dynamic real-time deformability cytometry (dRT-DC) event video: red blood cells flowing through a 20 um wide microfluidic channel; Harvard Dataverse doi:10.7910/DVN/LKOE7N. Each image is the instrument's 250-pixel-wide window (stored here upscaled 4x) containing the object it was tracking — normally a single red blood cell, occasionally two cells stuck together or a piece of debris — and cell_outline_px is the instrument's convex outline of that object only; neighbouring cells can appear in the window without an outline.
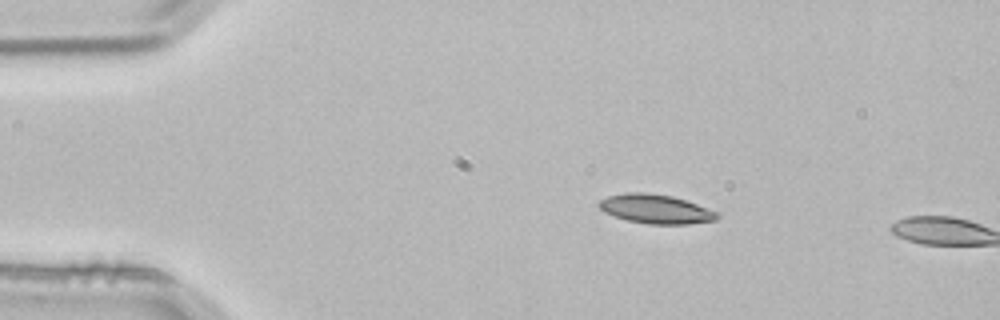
{"species": "common noctule bat (a hibernating species)", "species_latin": "Nyctalus noctula", "temperature_condition": "room temperature", "stored_images_in_passage": 2, "camera_frame_rate_fps": 3000, "um_per_image_px": 0.085, "animal": {"sex": "male", "body_mass_g": 21.5, "forearm_length_mm": 52.0}, "frame": {"image": 1, "passage_image": 1, "time_ms": 0.0, "image_size_px": [1000, 320], "cell_outline_px": [[720, 216], [716, 220], [688, 224], [648, 224], [628, 220], [604, 212], [596, 204], [600, 200], [608, 196], [624, 192], [648, 192], [672, 196], [720, 212]], "centroid_in_image_um": [55.74, 17.76], "position_along_channel_um": 29.3, "area_um2": 20.11}}